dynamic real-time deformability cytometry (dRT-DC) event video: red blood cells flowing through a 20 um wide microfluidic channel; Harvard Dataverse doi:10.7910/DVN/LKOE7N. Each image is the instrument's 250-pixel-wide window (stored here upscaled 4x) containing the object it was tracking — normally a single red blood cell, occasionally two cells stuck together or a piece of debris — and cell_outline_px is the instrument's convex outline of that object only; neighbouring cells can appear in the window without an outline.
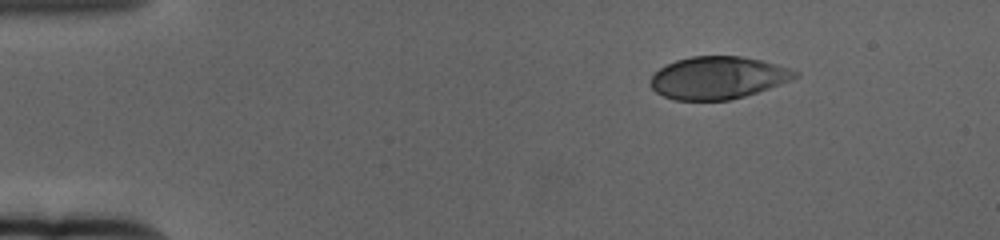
{"species": "human", "species_latin": "Homo sapiens", "temperature_condition": "cold", "stored_images_in_passage": 53, "camera_frame_rate_fps": 3000, "um_per_image_px": 0.085, "donor": {"sex": "female"}, "frame": {"image": 1, "passage_image": 1, "time_ms": 0.0, "image_size_px": [1000, 240], "cell_outline_px": [[800, 76], [780, 84], [744, 96], [728, 100], [676, 100], [664, 96], [656, 92], [652, 88], [652, 76], [660, 68], [676, 60], [692, 56], [740, 56], [760, 60], [776, 64], [800, 72]], "centroid_in_image_um": [61.04, 6.6], "position_along_channel_um": 24.0, "area_um2": 35.37}}
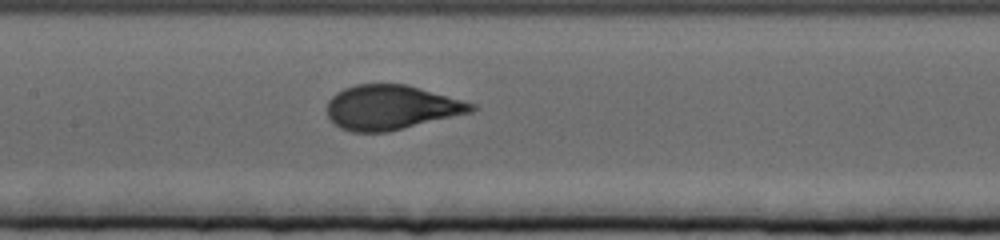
{"frame": {"image": 2, "passage_image": 22, "time_ms": 7.0, "image_size_px": [1000, 240], "cell_outline_px": [[480, 108], [472, 112], [388, 132], [352, 132], [340, 128], [328, 116], [328, 100], [336, 92], [344, 88], [356, 84], [408, 84], [476, 104]], "centroid_in_image_um": [33.28, 9.12], "position_along_channel_um": 174.1, "area_um2": 37.57}}
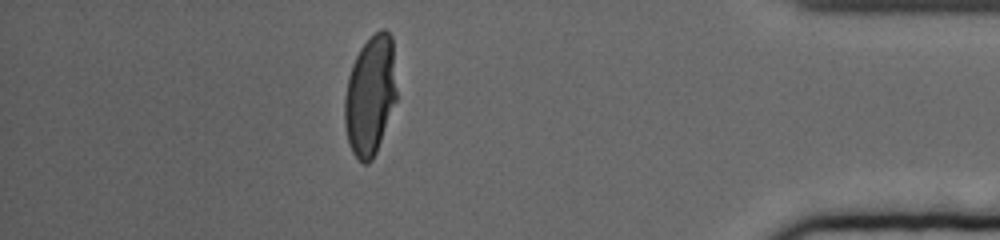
{"frame": {"image": 3, "passage_image": 46, "time_ms": 15.0, "image_size_px": [1000, 240], "cell_outline_px": [[396, 100], [376, 152], [372, 160], [368, 164], [364, 164], [352, 152], [348, 140], [344, 124], [344, 96], [348, 76], [352, 64], [360, 48], [380, 28], [384, 28], [392, 36], [396, 92]], "centroid_in_image_um": [31.45, 8.11], "position_along_channel_um": 403.7, "area_um2": 36.13}, "authors_computed_cell_mechanics": {"area_um2": 37.57, "velocity_mm_per_s": 3.3446, "shape_relaxation_time_tau1_ms": 3.8404, "shape_relaxation_time_tau2_ms": null, "deformation_change_tau1": 0.1835, "deformation_change_tau2": null}}